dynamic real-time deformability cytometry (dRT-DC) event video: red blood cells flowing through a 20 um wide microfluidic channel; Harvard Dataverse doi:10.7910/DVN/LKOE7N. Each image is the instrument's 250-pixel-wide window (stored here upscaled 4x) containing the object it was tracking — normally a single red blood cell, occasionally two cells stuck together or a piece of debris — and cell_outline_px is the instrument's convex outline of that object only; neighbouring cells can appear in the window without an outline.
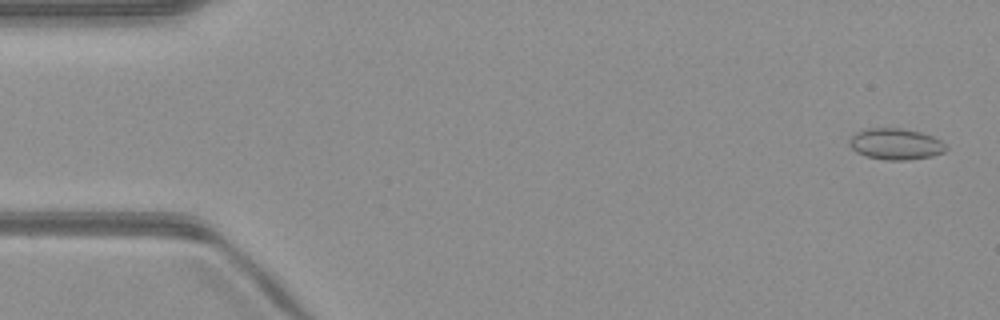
{"species": "common noctule bat (a hibernating species)", "species_latin": "Nyctalus noctula", "temperature_condition": "warm", "stored_images_in_passage": 51, "camera_frame_rate_fps": 3000, "um_per_image_px": 0.085, "animal": {"sex": "male", "body_mass_g": 23.1, "forearm_length_mm": 52.7}, "frame": {"image": 1, "passage_image": 2, "time_ms": 0.333, "image_size_px": [1000, 320], "cell_outline_px": [[948, 148], [944, 152], [932, 156], [908, 160], [884, 160], [868, 156], [856, 152], [848, 144], [848, 140], [856, 132], [864, 128], [900, 128], [920, 132], [932, 136], [940, 140]], "centroid_in_image_um": [76.11, 12.24], "position_along_channel_um": 8.9, "area_um2": 17.63}}
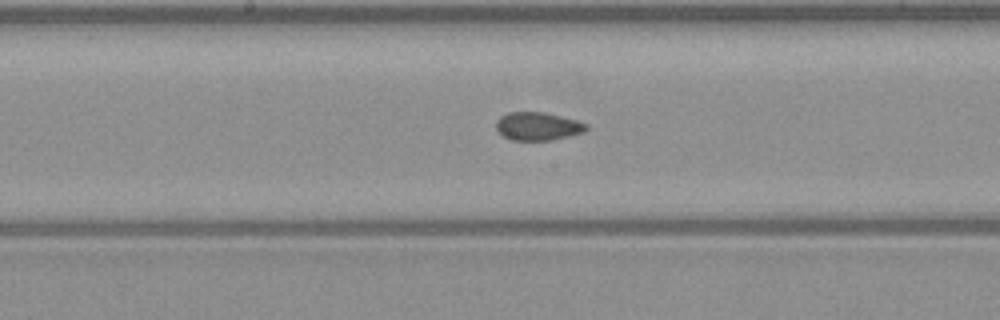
{"frame": {"image": 2, "passage_image": 26, "time_ms": 8.333, "image_size_px": [1000, 320], "cell_outline_px": [[588, 128], [584, 132], [552, 140], [512, 140], [504, 136], [496, 128], [496, 120], [500, 116], [508, 112], [544, 112], [576, 120], [588, 124]], "centroid_in_image_um": [45.71, 10.72], "position_along_channel_um": 202.5, "area_um2": 14.74}}
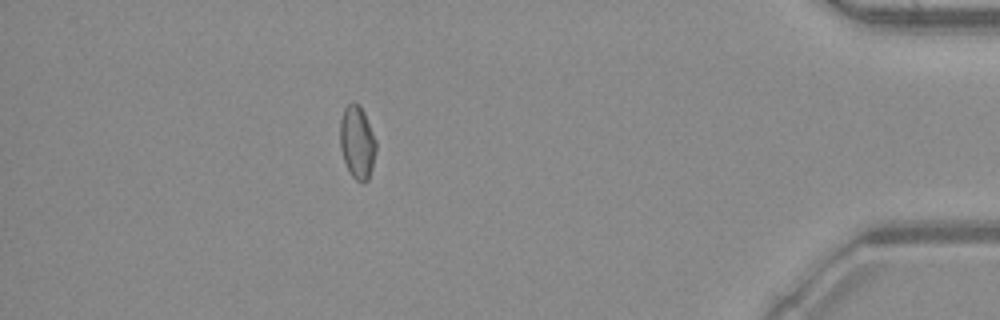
{"frame": {"image": 3, "passage_image": 45, "time_ms": 14.667, "image_size_px": [1000, 320], "cell_outline_px": [[376, 152], [372, 168], [368, 180], [364, 184], [356, 180], [352, 176], [344, 160], [340, 148], [340, 120], [344, 108], [352, 100], [360, 104], [364, 112], [376, 140]], "centroid_in_image_um": [30.36, 12.07], "position_along_channel_um": 404.8, "area_um2": 15.49}, "authors_computed_cell_mechanics": {"area_um2": 15.5482, "velocity_mm_per_s": 4.0597, "shape_relaxation_time_tau1_ms": null, "shape_relaxation_time_tau2_ms": 1.9694, "deformation_change_tau1": null, "deformation_change_tau2": 0.0663}}